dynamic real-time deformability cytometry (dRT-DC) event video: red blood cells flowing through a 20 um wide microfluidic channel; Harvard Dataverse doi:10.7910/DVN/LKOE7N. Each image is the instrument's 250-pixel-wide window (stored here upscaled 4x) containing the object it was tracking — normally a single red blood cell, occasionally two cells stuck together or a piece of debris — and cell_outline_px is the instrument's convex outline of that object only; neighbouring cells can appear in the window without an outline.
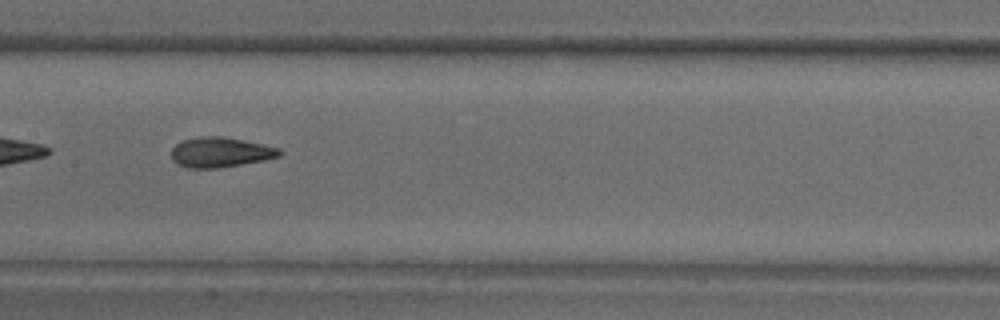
{"species": "common noctule bat (a hibernating species)", "species_latin": "Nyctalus noctula", "temperature_condition": "warm", "stored_images_in_passage": 48, "camera_frame_rate_fps": 3000, "um_per_image_px": 0.085, "animal": {"sex": "male", "body_mass_g": 18.8}, "frame": {"image": 1, "passage_image": 14, "time_ms": 4.333, "image_size_px": [1000, 320], "cell_outline_px": [[284, 152], [280, 156], [264, 160], [216, 168], [188, 168], [172, 160], [172, 148], [180, 140], [200, 136], [220, 136], [264, 144], [280, 148]], "centroid_in_image_um": [18.74, 12.93], "position_along_channel_um": 188.7, "area_um2": 18.9}}